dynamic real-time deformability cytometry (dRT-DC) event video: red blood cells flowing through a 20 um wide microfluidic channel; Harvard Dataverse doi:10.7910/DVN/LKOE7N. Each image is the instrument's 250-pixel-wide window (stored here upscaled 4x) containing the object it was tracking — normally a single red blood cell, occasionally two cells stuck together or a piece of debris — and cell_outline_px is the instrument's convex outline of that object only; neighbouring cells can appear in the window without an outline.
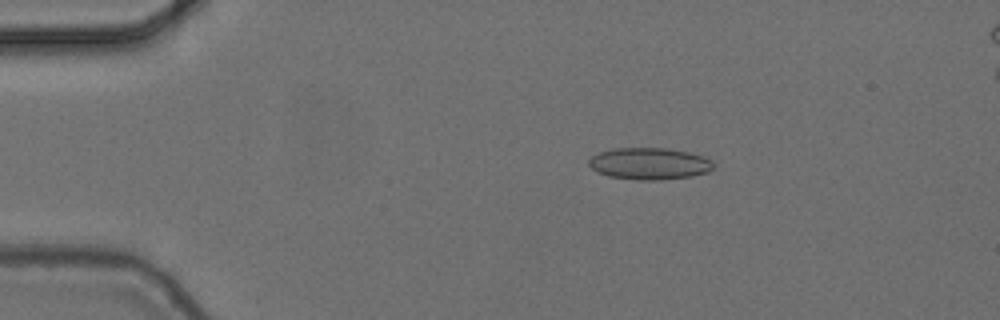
{"species": "common noctule bat (a hibernating species)", "species_latin": "Nyctalus noctula", "temperature_condition": "cold", "stored_images_in_passage": 55, "camera_frame_rate_fps": 3000, "um_per_image_px": 0.085, "animal": {"sex": "female", "body_mass_g": 24.6, "forearm_length_mm": 56.2}, "frame": {"image": 1, "passage_image": 10, "time_ms": 3.0, "image_size_px": [1000, 320], "cell_outline_px": [[712, 168], [708, 172], [692, 176], [664, 180], [636, 180], [608, 176], [596, 172], [588, 164], [588, 160], [592, 156], [600, 152], [612, 148], [664, 148], [688, 152], [704, 156], [712, 160]], "centroid_in_image_um": [55.18, 13.91], "position_along_channel_um": 29.8, "area_um2": 23.24}}
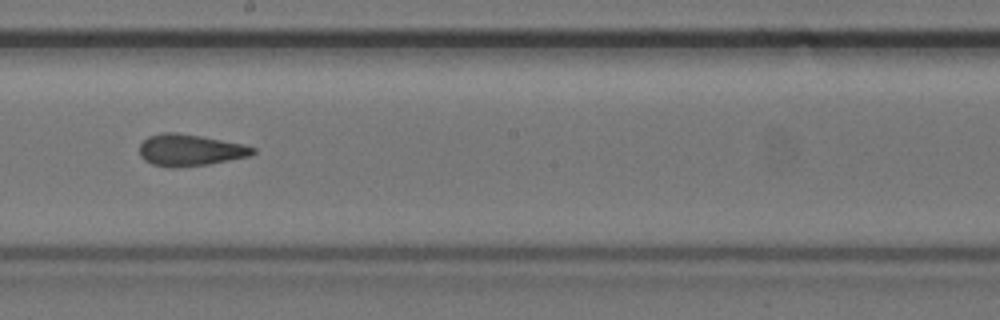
{"frame": {"image": 2, "passage_image": 31, "time_ms": 10.0, "image_size_px": [1000, 320], "cell_outline_px": [[256, 152], [248, 156], [208, 164], [176, 168], [168, 168], [152, 164], [144, 160], [140, 156], [140, 144], [148, 136], [164, 132], [176, 132], [200, 136], [244, 144], [256, 148]], "centroid_in_image_um": [16.12, 12.76], "position_along_channel_um": 232.1, "area_um2": 20.92}}
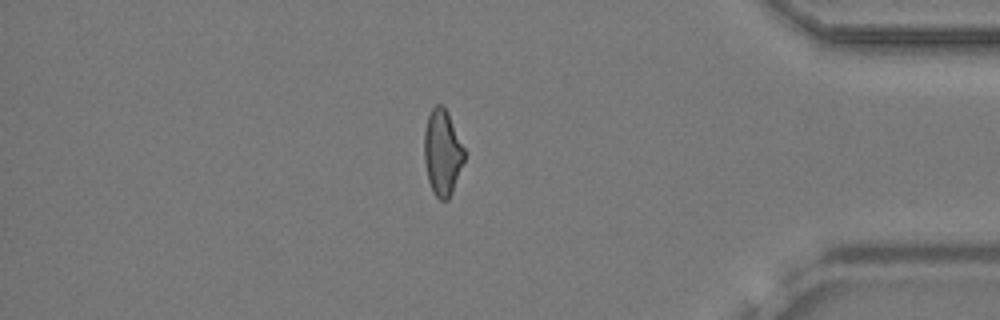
{"frame": {"image": 3, "passage_image": 47, "time_ms": 15.333, "image_size_px": [1000, 320], "cell_outline_px": [[464, 160], [452, 192], [448, 200], [440, 200], [432, 192], [428, 180], [424, 160], [424, 132], [428, 116], [432, 108], [436, 104], [440, 104], [448, 112], [464, 148]], "centroid_in_image_um": [37.58, 12.97], "position_along_channel_um": 397.6, "area_um2": 19.94}, "authors_computed_cell_mechanics": {"area_um2": 20.9814, "velocity_mm_per_s": 3.7092, "shape_relaxation_time_tau1_ms": null, "shape_relaxation_time_tau2_ms": 2.4309, "deformation_change_tau1": null, "deformation_change_tau2": 0.0876}}